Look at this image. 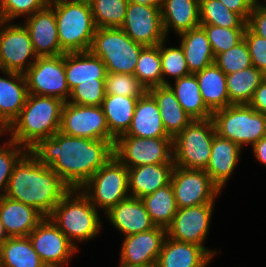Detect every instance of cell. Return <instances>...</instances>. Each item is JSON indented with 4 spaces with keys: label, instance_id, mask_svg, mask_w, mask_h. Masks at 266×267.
<instances>
[{
    "label": "cell",
    "instance_id": "6da1fadb",
    "mask_svg": "<svg viewBox=\"0 0 266 267\" xmlns=\"http://www.w3.org/2000/svg\"><path fill=\"white\" fill-rule=\"evenodd\" d=\"M115 141L70 136L60 131L29 151L49 166L71 189H80L113 156Z\"/></svg>",
    "mask_w": 266,
    "mask_h": 267
},
{
    "label": "cell",
    "instance_id": "7a4b0ae2",
    "mask_svg": "<svg viewBox=\"0 0 266 267\" xmlns=\"http://www.w3.org/2000/svg\"><path fill=\"white\" fill-rule=\"evenodd\" d=\"M71 188L28 150L14 165L6 197L34 207L48 217Z\"/></svg>",
    "mask_w": 266,
    "mask_h": 267
},
{
    "label": "cell",
    "instance_id": "3957f363",
    "mask_svg": "<svg viewBox=\"0 0 266 267\" xmlns=\"http://www.w3.org/2000/svg\"><path fill=\"white\" fill-rule=\"evenodd\" d=\"M64 103L55 97L29 94L20 114L3 132L4 135L30 150L40 140L60 131Z\"/></svg>",
    "mask_w": 266,
    "mask_h": 267
},
{
    "label": "cell",
    "instance_id": "277c9868",
    "mask_svg": "<svg viewBox=\"0 0 266 267\" xmlns=\"http://www.w3.org/2000/svg\"><path fill=\"white\" fill-rule=\"evenodd\" d=\"M48 217L77 249L98 236L103 226L98 210L80 189H71Z\"/></svg>",
    "mask_w": 266,
    "mask_h": 267
},
{
    "label": "cell",
    "instance_id": "5b68a950",
    "mask_svg": "<svg viewBox=\"0 0 266 267\" xmlns=\"http://www.w3.org/2000/svg\"><path fill=\"white\" fill-rule=\"evenodd\" d=\"M57 33L65 53L89 51L97 29L89 1L53 0Z\"/></svg>",
    "mask_w": 266,
    "mask_h": 267
},
{
    "label": "cell",
    "instance_id": "8992f818",
    "mask_svg": "<svg viewBox=\"0 0 266 267\" xmlns=\"http://www.w3.org/2000/svg\"><path fill=\"white\" fill-rule=\"evenodd\" d=\"M144 47L121 28H97L89 51L103 61L107 72L134 75Z\"/></svg>",
    "mask_w": 266,
    "mask_h": 267
},
{
    "label": "cell",
    "instance_id": "52a82bcc",
    "mask_svg": "<svg viewBox=\"0 0 266 267\" xmlns=\"http://www.w3.org/2000/svg\"><path fill=\"white\" fill-rule=\"evenodd\" d=\"M216 134L238 144L252 147L266 136V115L249 105H230L212 113Z\"/></svg>",
    "mask_w": 266,
    "mask_h": 267
},
{
    "label": "cell",
    "instance_id": "ba28073f",
    "mask_svg": "<svg viewBox=\"0 0 266 267\" xmlns=\"http://www.w3.org/2000/svg\"><path fill=\"white\" fill-rule=\"evenodd\" d=\"M215 133L212 118L192 120L173 138L174 166L205 170L211 155Z\"/></svg>",
    "mask_w": 266,
    "mask_h": 267
},
{
    "label": "cell",
    "instance_id": "9c48e42d",
    "mask_svg": "<svg viewBox=\"0 0 266 267\" xmlns=\"http://www.w3.org/2000/svg\"><path fill=\"white\" fill-rule=\"evenodd\" d=\"M80 190L105 215L120 201L130 197L128 168L113 156Z\"/></svg>",
    "mask_w": 266,
    "mask_h": 267
},
{
    "label": "cell",
    "instance_id": "30bf717a",
    "mask_svg": "<svg viewBox=\"0 0 266 267\" xmlns=\"http://www.w3.org/2000/svg\"><path fill=\"white\" fill-rule=\"evenodd\" d=\"M113 153L127 168L149 164H174L173 138L119 136L115 139Z\"/></svg>",
    "mask_w": 266,
    "mask_h": 267
},
{
    "label": "cell",
    "instance_id": "8fae6325",
    "mask_svg": "<svg viewBox=\"0 0 266 267\" xmlns=\"http://www.w3.org/2000/svg\"><path fill=\"white\" fill-rule=\"evenodd\" d=\"M37 57L24 24L0 20L1 71L25 73Z\"/></svg>",
    "mask_w": 266,
    "mask_h": 267
},
{
    "label": "cell",
    "instance_id": "7c38bea8",
    "mask_svg": "<svg viewBox=\"0 0 266 267\" xmlns=\"http://www.w3.org/2000/svg\"><path fill=\"white\" fill-rule=\"evenodd\" d=\"M29 94L55 97L68 102V88L64 67V54L37 57L24 73Z\"/></svg>",
    "mask_w": 266,
    "mask_h": 267
},
{
    "label": "cell",
    "instance_id": "4fadbf2b",
    "mask_svg": "<svg viewBox=\"0 0 266 267\" xmlns=\"http://www.w3.org/2000/svg\"><path fill=\"white\" fill-rule=\"evenodd\" d=\"M215 203L178 208L172 223L166 228L167 237L202 246L212 257L217 252L205 246L210 231Z\"/></svg>",
    "mask_w": 266,
    "mask_h": 267
},
{
    "label": "cell",
    "instance_id": "5bb4252c",
    "mask_svg": "<svg viewBox=\"0 0 266 267\" xmlns=\"http://www.w3.org/2000/svg\"><path fill=\"white\" fill-rule=\"evenodd\" d=\"M60 132L92 140L115 141L100 106L65 102L62 108Z\"/></svg>",
    "mask_w": 266,
    "mask_h": 267
},
{
    "label": "cell",
    "instance_id": "9a60e30c",
    "mask_svg": "<svg viewBox=\"0 0 266 267\" xmlns=\"http://www.w3.org/2000/svg\"><path fill=\"white\" fill-rule=\"evenodd\" d=\"M170 183L177 208L215 203L222 193L204 170L174 166Z\"/></svg>",
    "mask_w": 266,
    "mask_h": 267
},
{
    "label": "cell",
    "instance_id": "2e32d148",
    "mask_svg": "<svg viewBox=\"0 0 266 267\" xmlns=\"http://www.w3.org/2000/svg\"><path fill=\"white\" fill-rule=\"evenodd\" d=\"M28 238L46 267H66L79 251L49 217H44Z\"/></svg>",
    "mask_w": 266,
    "mask_h": 267
},
{
    "label": "cell",
    "instance_id": "e0dca14e",
    "mask_svg": "<svg viewBox=\"0 0 266 267\" xmlns=\"http://www.w3.org/2000/svg\"><path fill=\"white\" fill-rule=\"evenodd\" d=\"M133 41L143 46H156L167 39L160 5L128 3L125 20L120 27Z\"/></svg>",
    "mask_w": 266,
    "mask_h": 267
},
{
    "label": "cell",
    "instance_id": "ac0fdd59",
    "mask_svg": "<svg viewBox=\"0 0 266 267\" xmlns=\"http://www.w3.org/2000/svg\"><path fill=\"white\" fill-rule=\"evenodd\" d=\"M166 236V228L160 226L125 236L119 262L130 266L155 267Z\"/></svg>",
    "mask_w": 266,
    "mask_h": 267
},
{
    "label": "cell",
    "instance_id": "d6986e66",
    "mask_svg": "<svg viewBox=\"0 0 266 267\" xmlns=\"http://www.w3.org/2000/svg\"><path fill=\"white\" fill-rule=\"evenodd\" d=\"M35 54L38 57L58 56L65 52L61 49L54 9L49 6L25 18Z\"/></svg>",
    "mask_w": 266,
    "mask_h": 267
},
{
    "label": "cell",
    "instance_id": "ffe728a7",
    "mask_svg": "<svg viewBox=\"0 0 266 267\" xmlns=\"http://www.w3.org/2000/svg\"><path fill=\"white\" fill-rule=\"evenodd\" d=\"M0 129L4 132L18 117L29 95L24 73L1 71Z\"/></svg>",
    "mask_w": 266,
    "mask_h": 267
},
{
    "label": "cell",
    "instance_id": "44dd1931",
    "mask_svg": "<svg viewBox=\"0 0 266 267\" xmlns=\"http://www.w3.org/2000/svg\"><path fill=\"white\" fill-rule=\"evenodd\" d=\"M104 216L124 237L146 232L156 227L143 201L135 197H128L120 201Z\"/></svg>",
    "mask_w": 266,
    "mask_h": 267
},
{
    "label": "cell",
    "instance_id": "7402d4cb",
    "mask_svg": "<svg viewBox=\"0 0 266 267\" xmlns=\"http://www.w3.org/2000/svg\"><path fill=\"white\" fill-rule=\"evenodd\" d=\"M242 148L215 133L208 165L204 170L223 192L240 161Z\"/></svg>",
    "mask_w": 266,
    "mask_h": 267
},
{
    "label": "cell",
    "instance_id": "603a6c76",
    "mask_svg": "<svg viewBox=\"0 0 266 267\" xmlns=\"http://www.w3.org/2000/svg\"><path fill=\"white\" fill-rule=\"evenodd\" d=\"M43 218L32 206L6 196L0 198V220L8 237L28 236Z\"/></svg>",
    "mask_w": 266,
    "mask_h": 267
},
{
    "label": "cell",
    "instance_id": "cb8c5ba5",
    "mask_svg": "<svg viewBox=\"0 0 266 267\" xmlns=\"http://www.w3.org/2000/svg\"><path fill=\"white\" fill-rule=\"evenodd\" d=\"M212 259L202 246L166 236L155 267H207Z\"/></svg>",
    "mask_w": 266,
    "mask_h": 267
},
{
    "label": "cell",
    "instance_id": "d4e9b609",
    "mask_svg": "<svg viewBox=\"0 0 266 267\" xmlns=\"http://www.w3.org/2000/svg\"><path fill=\"white\" fill-rule=\"evenodd\" d=\"M121 136L172 138L163 126L156 100L148 91L138 99L131 125Z\"/></svg>",
    "mask_w": 266,
    "mask_h": 267
},
{
    "label": "cell",
    "instance_id": "484cf974",
    "mask_svg": "<svg viewBox=\"0 0 266 267\" xmlns=\"http://www.w3.org/2000/svg\"><path fill=\"white\" fill-rule=\"evenodd\" d=\"M160 11L167 38L200 26L199 0H162Z\"/></svg>",
    "mask_w": 266,
    "mask_h": 267
},
{
    "label": "cell",
    "instance_id": "4316f807",
    "mask_svg": "<svg viewBox=\"0 0 266 267\" xmlns=\"http://www.w3.org/2000/svg\"><path fill=\"white\" fill-rule=\"evenodd\" d=\"M66 81L70 91L81 83L105 79L106 66L90 51L64 53Z\"/></svg>",
    "mask_w": 266,
    "mask_h": 267
},
{
    "label": "cell",
    "instance_id": "83f0119b",
    "mask_svg": "<svg viewBox=\"0 0 266 267\" xmlns=\"http://www.w3.org/2000/svg\"><path fill=\"white\" fill-rule=\"evenodd\" d=\"M174 164H149L128 168L130 197L143 198L170 183Z\"/></svg>",
    "mask_w": 266,
    "mask_h": 267
},
{
    "label": "cell",
    "instance_id": "f1b7e54d",
    "mask_svg": "<svg viewBox=\"0 0 266 267\" xmlns=\"http://www.w3.org/2000/svg\"><path fill=\"white\" fill-rule=\"evenodd\" d=\"M177 37L190 73L195 74L215 63V55L201 26L182 32Z\"/></svg>",
    "mask_w": 266,
    "mask_h": 267
},
{
    "label": "cell",
    "instance_id": "f546056e",
    "mask_svg": "<svg viewBox=\"0 0 266 267\" xmlns=\"http://www.w3.org/2000/svg\"><path fill=\"white\" fill-rule=\"evenodd\" d=\"M148 92L158 104L162 123L167 134L174 138L192 121V118L181 107L174 92L168 85L153 87Z\"/></svg>",
    "mask_w": 266,
    "mask_h": 267
},
{
    "label": "cell",
    "instance_id": "4dcf8cb0",
    "mask_svg": "<svg viewBox=\"0 0 266 267\" xmlns=\"http://www.w3.org/2000/svg\"><path fill=\"white\" fill-rule=\"evenodd\" d=\"M195 76L203 101L212 113L231 105L226 74L215 63L195 73Z\"/></svg>",
    "mask_w": 266,
    "mask_h": 267
},
{
    "label": "cell",
    "instance_id": "1f68e13d",
    "mask_svg": "<svg viewBox=\"0 0 266 267\" xmlns=\"http://www.w3.org/2000/svg\"><path fill=\"white\" fill-rule=\"evenodd\" d=\"M170 82L168 86L174 92L179 104L192 120L212 118V112L207 108L200 93L195 74L183 76Z\"/></svg>",
    "mask_w": 266,
    "mask_h": 267
},
{
    "label": "cell",
    "instance_id": "d6a6232c",
    "mask_svg": "<svg viewBox=\"0 0 266 267\" xmlns=\"http://www.w3.org/2000/svg\"><path fill=\"white\" fill-rule=\"evenodd\" d=\"M139 98L105 94L103 109L110 133L118 138L129 129Z\"/></svg>",
    "mask_w": 266,
    "mask_h": 267
},
{
    "label": "cell",
    "instance_id": "836d02e7",
    "mask_svg": "<svg viewBox=\"0 0 266 267\" xmlns=\"http://www.w3.org/2000/svg\"><path fill=\"white\" fill-rule=\"evenodd\" d=\"M0 267H46L28 236L8 237L0 245Z\"/></svg>",
    "mask_w": 266,
    "mask_h": 267
},
{
    "label": "cell",
    "instance_id": "e575fe53",
    "mask_svg": "<svg viewBox=\"0 0 266 267\" xmlns=\"http://www.w3.org/2000/svg\"><path fill=\"white\" fill-rule=\"evenodd\" d=\"M266 75L254 66L226 75L231 105H248Z\"/></svg>",
    "mask_w": 266,
    "mask_h": 267
},
{
    "label": "cell",
    "instance_id": "d590c367",
    "mask_svg": "<svg viewBox=\"0 0 266 267\" xmlns=\"http://www.w3.org/2000/svg\"><path fill=\"white\" fill-rule=\"evenodd\" d=\"M141 200L156 226L167 228L172 223L178 208L171 183L158 188L154 193L144 196Z\"/></svg>",
    "mask_w": 266,
    "mask_h": 267
},
{
    "label": "cell",
    "instance_id": "8d00e7d4",
    "mask_svg": "<svg viewBox=\"0 0 266 267\" xmlns=\"http://www.w3.org/2000/svg\"><path fill=\"white\" fill-rule=\"evenodd\" d=\"M134 75L147 91L163 85L160 43L156 46H145L141 50Z\"/></svg>",
    "mask_w": 266,
    "mask_h": 267
},
{
    "label": "cell",
    "instance_id": "74e56055",
    "mask_svg": "<svg viewBox=\"0 0 266 267\" xmlns=\"http://www.w3.org/2000/svg\"><path fill=\"white\" fill-rule=\"evenodd\" d=\"M200 24L226 28H247V22L219 0H199Z\"/></svg>",
    "mask_w": 266,
    "mask_h": 267
},
{
    "label": "cell",
    "instance_id": "f35d334b",
    "mask_svg": "<svg viewBox=\"0 0 266 267\" xmlns=\"http://www.w3.org/2000/svg\"><path fill=\"white\" fill-rule=\"evenodd\" d=\"M97 28H120L125 20L128 0H89Z\"/></svg>",
    "mask_w": 266,
    "mask_h": 267
},
{
    "label": "cell",
    "instance_id": "ab89813d",
    "mask_svg": "<svg viewBox=\"0 0 266 267\" xmlns=\"http://www.w3.org/2000/svg\"><path fill=\"white\" fill-rule=\"evenodd\" d=\"M167 40L165 39L160 43L163 85H168L171 82L168 80L170 78L176 80L190 74L182 47L180 45L168 47L166 46Z\"/></svg>",
    "mask_w": 266,
    "mask_h": 267
},
{
    "label": "cell",
    "instance_id": "60d3db41",
    "mask_svg": "<svg viewBox=\"0 0 266 267\" xmlns=\"http://www.w3.org/2000/svg\"><path fill=\"white\" fill-rule=\"evenodd\" d=\"M200 26L207 35L215 57L244 40L246 28H226L209 24H200Z\"/></svg>",
    "mask_w": 266,
    "mask_h": 267
},
{
    "label": "cell",
    "instance_id": "b9f144b4",
    "mask_svg": "<svg viewBox=\"0 0 266 267\" xmlns=\"http://www.w3.org/2000/svg\"><path fill=\"white\" fill-rule=\"evenodd\" d=\"M146 92L147 90L135 75L107 72L105 94L140 98Z\"/></svg>",
    "mask_w": 266,
    "mask_h": 267
},
{
    "label": "cell",
    "instance_id": "7bdbcfd3",
    "mask_svg": "<svg viewBox=\"0 0 266 267\" xmlns=\"http://www.w3.org/2000/svg\"><path fill=\"white\" fill-rule=\"evenodd\" d=\"M53 0H0V20L14 22L19 17L27 18L43 8L49 7Z\"/></svg>",
    "mask_w": 266,
    "mask_h": 267
},
{
    "label": "cell",
    "instance_id": "ee69618b",
    "mask_svg": "<svg viewBox=\"0 0 266 267\" xmlns=\"http://www.w3.org/2000/svg\"><path fill=\"white\" fill-rule=\"evenodd\" d=\"M6 140L0 143V198L5 195L14 165L28 151L18 143L8 138Z\"/></svg>",
    "mask_w": 266,
    "mask_h": 267
},
{
    "label": "cell",
    "instance_id": "f6af8a7d",
    "mask_svg": "<svg viewBox=\"0 0 266 267\" xmlns=\"http://www.w3.org/2000/svg\"><path fill=\"white\" fill-rule=\"evenodd\" d=\"M215 64L226 75L253 66L248 46L244 40L226 52L218 54L215 57Z\"/></svg>",
    "mask_w": 266,
    "mask_h": 267
},
{
    "label": "cell",
    "instance_id": "bcb514c9",
    "mask_svg": "<svg viewBox=\"0 0 266 267\" xmlns=\"http://www.w3.org/2000/svg\"><path fill=\"white\" fill-rule=\"evenodd\" d=\"M105 97V79L81 83L70 91L68 102L77 105L100 106Z\"/></svg>",
    "mask_w": 266,
    "mask_h": 267
},
{
    "label": "cell",
    "instance_id": "7dc6e473",
    "mask_svg": "<svg viewBox=\"0 0 266 267\" xmlns=\"http://www.w3.org/2000/svg\"><path fill=\"white\" fill-rule=\"evenodd\" d=\"M252 65L266 75V39L254 34L248 27L244 33Z\"/></svg>",
    "mask_w": 266,
    "mask_h": 267
},
{
    "label": "cell",
    "instance_id": "c3c4849f",
    "mask_svg": "<svg viewBox=\"0 0 266 267\" xmlns=\"http://www.w3.org/2000/svg\"><path fill=\"white\" fill-rule=\"evenodd\" d=\"M247 27L254 34L266 39V10L255 4L249 15Z\"/></svg>",
    "mask_w": 266,
    "mask_h": 267
},
{
    "label": "cell",
    "instance_id": "681fc988",
    "mask_svg": "<svg viewBox=\"0 0 266 267\" xmlns=\"http://www.w3.org/2000/svg\"><path fill=\"white\" fill-rule=\"evenodd\" d=\"M229 10L239 14L246 22L249 15L256 4V0H219Z\"/></svg>",
    "mask_w": 266,
    "mask_h": 267
},
{
    "label": "cell",
    "instance_id": "f907efd6",
    "mask_svg": "<svg viewBox=\"0 0 266 267\" xmlns=\"http://www.w3.org/2000/svg\"><path fill=\"white\" fill-rule=\"evenodd\" d=\"M248 105L255 111L266 115V77L255 90Z\"/></svg>",
    "mask_w": 266,
    "mask_h": 267
},
{
    "label": "cell",
    "instance_id": "816d5d0a",
    "mask_svg": "<svg viewBox=\"0 0 266 267\" xmlns=\"http://www.w3.org/2000/svg\"><path fill=\"white\" fill-rule=\"evenodd\" d=\"M251 149L256 161L266 166V136L259 139Z\"/></svg>",
    "mask_w": 266,
    "mask_h": 267
},
{
    "label": "cell",
    "instance_id": "f5cc1de1",
    "mask_svg": "<svg viewBox=\"0 0 266 267\" xmlns=\"http://www.w3.org/2000/svg\"><path fill=\"white\" fill-rule=\"evenodd\" d=\"M130 2H137L142 5H160L162 0H128Z\"/></svg>",
    "mask_w": 266,
    "mask_h": 267
},
{
    "label": "cell",
    "instance_id": "db71d44e",
    "mask_svg": "<svg viewBox=\"0 0 266 267\" xmlns=\"http://www.w3.org/2000/svg\"><path fill=\"white\" fill-rule=\"evenodd\" d=\"M8 238L4 231L2 221L0 220V245Z\"/></svg>",
    "mask_w": 266,
    "mask_h": 267
},
{
    "label": "cell",
    "instance_id": "11a10c76",
    "mask_svg": "<svg viewBox=\"0 0 266 267\" xmlns=\"http://www.w3.org/2000/svg\"><path fill=\"white\" fill-rule=\"evenodd\" d=\"M262 1V2H261ZM265 3V4H264ZM256 5L266 10V0H256Z\"/></svg>",
    "mask_w": 266,
    "mask_h": 267
},
{
    "label": "cell",
    "instance_id": "9f6ffc18",
    "mask_svg": "<svg viewBox=\"0 0 266 267\" xmlns=\"http://www.w3.org/2000/svg\"><path fill=\"white\" fill-rule=\"evenodd\" d=\"M118 267H140V266H130V265L123 264L122 262H119Z\"/></svg>",
    "mask_w": 266,
    "mask_h": 267
},
{
    "label": "cell",
    "instance_id": "6f0895ef",
    "mask_svg": "<svg viewBox=\"0 0 266 267\" xmlns=\"http://www.w3.org/2000/svg\"><path fill=\"white\" fill-rule=\"evenodd\" d=\"M4 135L3 131L0 129V138H2Z\"/></svg>",
    "mask_w": 266,
    "mask_h": 267
}]
</instances>
